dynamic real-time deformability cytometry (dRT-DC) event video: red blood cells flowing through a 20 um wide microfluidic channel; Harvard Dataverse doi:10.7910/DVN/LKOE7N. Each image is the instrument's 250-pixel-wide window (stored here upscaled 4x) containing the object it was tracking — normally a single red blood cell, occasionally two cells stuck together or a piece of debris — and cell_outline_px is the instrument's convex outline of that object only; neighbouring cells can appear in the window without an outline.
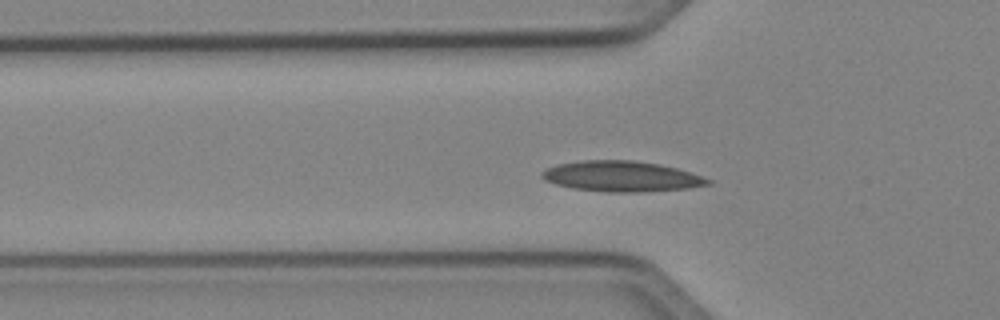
{"species": "Egyptian fruit bat (a non-hibernating species)", "species_latin": "Rousettus aegyptiacus", "temperature_condition": "cold", "stored_images_in_passage": 42, "camera_frame_rate_fps": 3000, "um_per_image_px": 0.085, "animal": {"sex": "female"}, "frame": {"image": 1, "passage_image": 13, "time_ms": 4.0, "image_size_px": [1000, 320], "cell_outline_px": [[712, 184], [688, 188], [644, 192], [604, 192], [572, 188], [556, 184], [544, 180], [540, 176], [540, 172], [556, 164], [584, 160], [632, 160], [660, 164], [676, 168], [712, 180]], "centroid_in_image_um": [52.8, 14.99], "position_along_channel_um": 73.0, "area_um2": 29.59}}
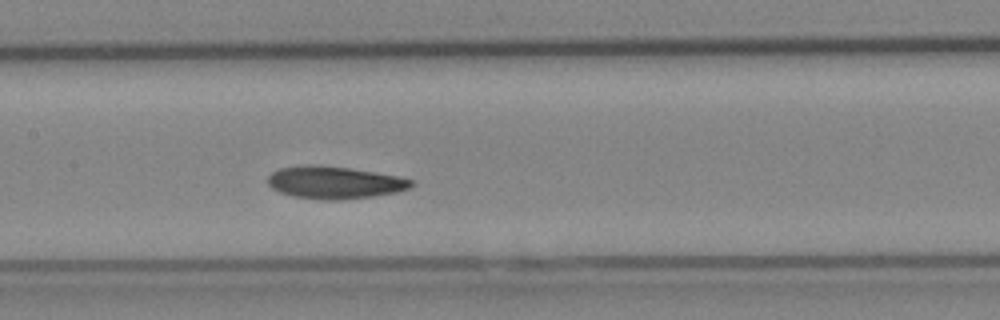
{"frame": {"image": 2, "passage_image": 21, "time_ms": 6.667, "image_size_px": [1000, 320], "cell_outline_px": [[416, 184], [408, 188], [396, 192], [372, 196], [340, 200], [320, 200], [292, 196], [280, 192], [272, 188], [268, 184], [268, 176], [272, 172], [280, 168], [308, 164], [320, 164], [352, 168], [396, 176], [412, 180]], "centroid_in_image_um": [28.4, 15.5], "position_along_channel_um": 179.0, "area_um2": 27.22}}
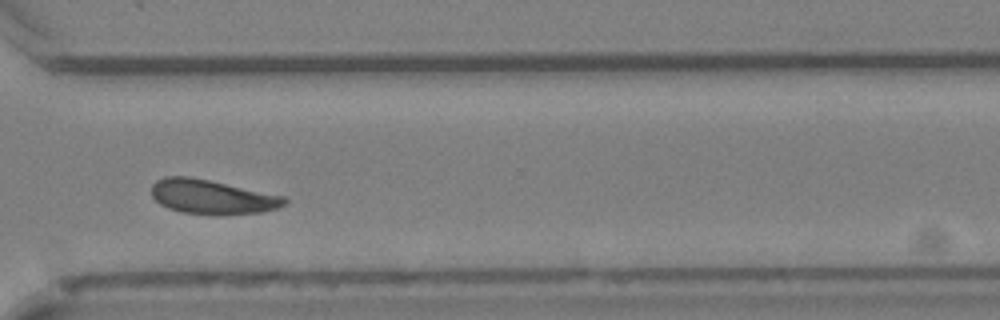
{"frame": {"image": 3, "passage_image": 34, "time_ms": 11.0, "image_size_px": [1000, 320], "cell_outline_px": [[288, 200], [284, 204], [276, 208], [260, 212], [180, 212], [168, 208], [160, 204], [152, 196], [152, 184], [156, 180], [164, 176], [188, 176], [208, 180], [284, 196]], "centroid_in_image_um": [17.95, 16.68], "position_along_channel_um": 352.6, "area_um2": 25.49}, "authors_computed_cell_mechanics": {"area_um2": 26.4435, "velocity_mm_per_s": 3.9899, "shape_relaxation_time_tau1_ms": 6.1318, "shape_relaxation_time_tau2_ms": 6.8982, "deformation_change_tau1": 0.1293, "deformation_change_tau2": 0.1255}}